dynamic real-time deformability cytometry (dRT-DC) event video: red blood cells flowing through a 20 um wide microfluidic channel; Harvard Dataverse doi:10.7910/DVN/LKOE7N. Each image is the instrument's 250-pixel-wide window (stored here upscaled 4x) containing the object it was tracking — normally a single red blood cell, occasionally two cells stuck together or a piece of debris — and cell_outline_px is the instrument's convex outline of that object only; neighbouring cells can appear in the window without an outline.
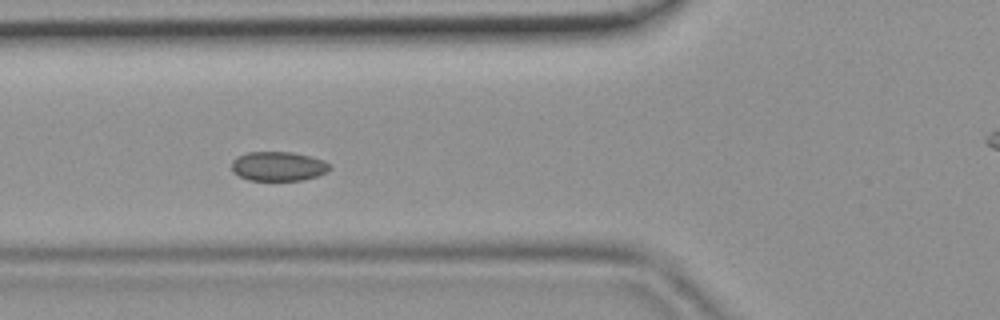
{"species": "common noctule bat (a hibernating species)", "species_latin": "Nyctalus noctula", "temperature_condition": "room temperature", "stored_images_in_passage": 47, "camera_frame_rate_fps": 3000, "um_per_image_px": 0.085, "animal": {"sex": "female", "body_mass_g": 19.9}, "frame": {"image": 1, "passage_image": 17, "time_ms": 5.333, "image_size_px": [1000, 320], "cell_outline_px": [[332, 168], [328, 172], [316, 176], [300, 180], [248, 180], [232, 172], [232, 160], [236, 156], [248, 152], [292, 152], [324, 160], [332, 164]], "centroid_in_image_um": [23.66, 14.13], "position_along_channel_um": 102.1, "area_um2": 16.88}}
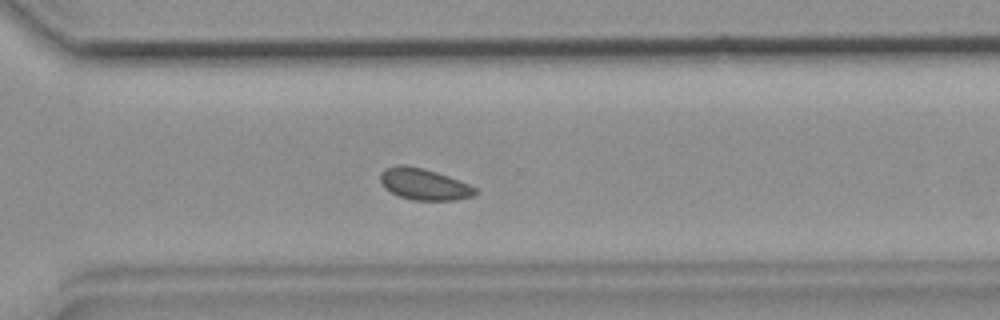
{"frame": {"image": 2, "passage_image": 33, "time_ms": 10.667, "image_size_px": [1000, 320], "cell_outline_px": [[476, 192], [472, 196], [456, 200], [412, 200], [400, 196], [384, 188], [380, 180], [380, 172], [384, 168], [400, 164], [404, 164], [424, 168], [460, 180], [476, 188]], "centroid_in_image_um": [36.01, 15.64], "position_along_channel_um": 334.6, "area_um2": 17.4}}
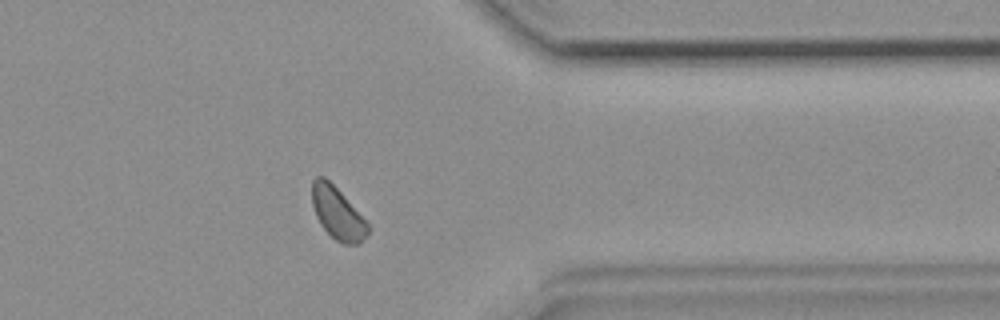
{"frame": {"image": 3, "passage_image": 37, "time_ms": 12.0, "image_size_px": [1000, 320], "cell_outline_px": [[372, 228], [360, 244], [344, 244], [336, 240], [320, 224], [316, 216], [312, 204], [312, 180], [316, 176], [324, 176], [340, 192]], "centroid_in_image_um": [28.69, 18.14], "position_along_channel_um": 382.7, "area_um2": 16.76}}